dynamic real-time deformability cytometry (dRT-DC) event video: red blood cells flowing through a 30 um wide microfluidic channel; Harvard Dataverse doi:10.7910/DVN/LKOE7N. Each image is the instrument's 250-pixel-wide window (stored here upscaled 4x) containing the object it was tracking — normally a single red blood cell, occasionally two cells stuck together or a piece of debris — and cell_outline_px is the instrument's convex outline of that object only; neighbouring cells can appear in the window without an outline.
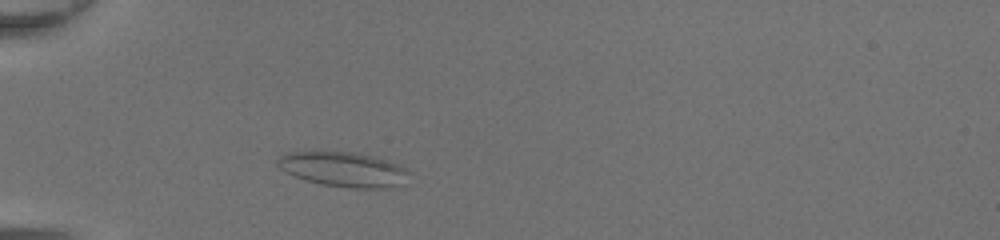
{"species": "common noctule bat (a hibernating species)", "species_latin": "Nyctalus noctula", "temperature_condition": "room temperature", "stored_images_in_passage": 38, "camera_frame_rate_fps": 3000, "um_per_image_px": 0.085, "animal": {"sex": "female", "body_mass_g": 20.0, "forearm_length_mm": 54.0}, "frame": {"image": 1, "passage_image": 6, "time_ms": 1.667, "image_size_px": [1000, 240], "cell_outline_px": [[412, 172], [400, 184], [380, 188], [348, 188], [324, 184], [308, 180], [284, 172], [276, 164], [276, 160], [280, 156], [288, 152], [356, 152], [372, 156], [396, 164]], "centroid_in_image_um": [29.16, 14.39], "position_along_channel_um": 55.8, "area_um2": 26.18}}
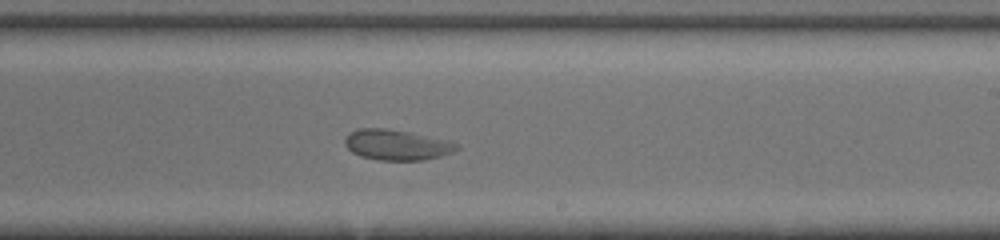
{"frame": {"image": 2, "passage_image": 21, "time_ms": 6.667, "image_size_px": [1000, 240], "cell_outline_px": [[460, 148], [452, 152], [440, 156], [424, 160], [376, 160], [360, 156], [352, 152], [344, 144], [344, 140], [348, 132], [356, 128], [384, 128], [408, 132], [448, 140], [460, 144]], "centroid_in_image_um": [33.7, 12.31], "position_along_channel_um": 255.3, "area_um2": 20.0}}
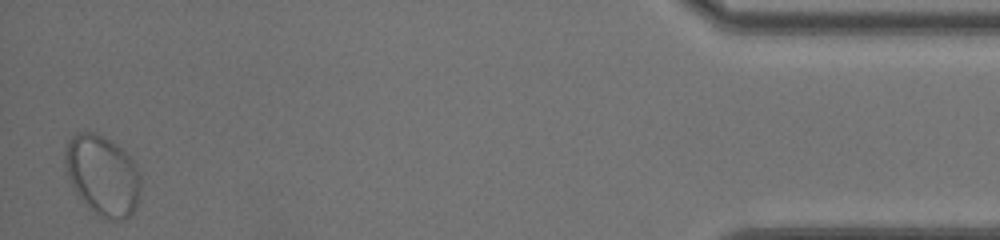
{"frame": {"image": 3, "passage_image": 38, "time_ms": 12.333, "image_size_px": [1000, 240], "cell_outline_px": [[140, 192], [136, 204], [132, 212], [124, 220], [108, 220], [100, 216], [88, 208], [72, 188], [68, 176], [64, 160], [64, 148], [68, 140], [76, 132], [96, 132], [116, 144], [132, 160], [140, 176]], "centroid_in_image_um": [8.68, 14.9], "position_along_channel_um": 426.5, "area_um2": 35.32}}